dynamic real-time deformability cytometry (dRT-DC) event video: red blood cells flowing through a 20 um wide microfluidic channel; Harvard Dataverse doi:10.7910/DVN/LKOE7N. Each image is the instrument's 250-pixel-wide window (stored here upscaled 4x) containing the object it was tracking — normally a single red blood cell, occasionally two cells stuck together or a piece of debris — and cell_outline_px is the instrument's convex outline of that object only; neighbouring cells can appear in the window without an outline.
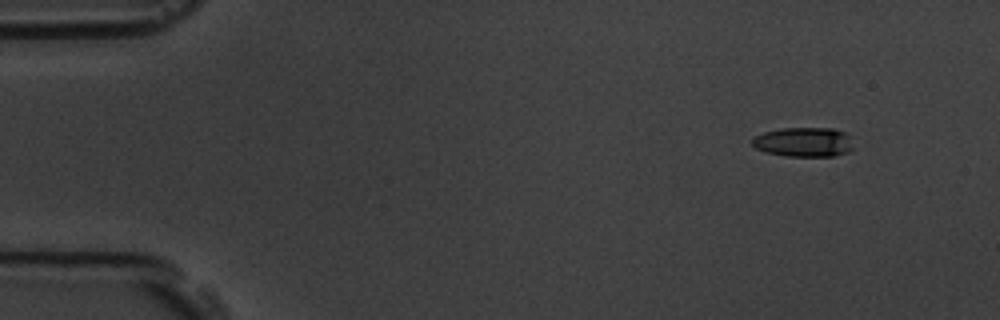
{"species": "common noctule bat (a hibernating species)", "species_latin": "Nyctalus noctula", "temperature_condition": "room temperature", "stored_images_in_passage": 4, "camera_frame_rate_fps": 3000, "um_per_image_px": 0.085, "animal": {"sex": "male", "body_mass_g": 19.5, "forearm_length_mm": 54.6}, "frame": {"image": 1, "passage_image": 1, "time_ms": 0.0, "image_size_px": [1000, 320], "cell_outline_px": [[852, 152], [836, 156], [784, 156], [768, 152], [756, 148], [752, 144], [752, 136], [764, 132], [780, 128], [832, 128], [848, 132], [852, 148]], "centroid_in_image_um": [68.34, 12.07], "position_along_channel_um": 16.7, "area_um2": 17.63}}
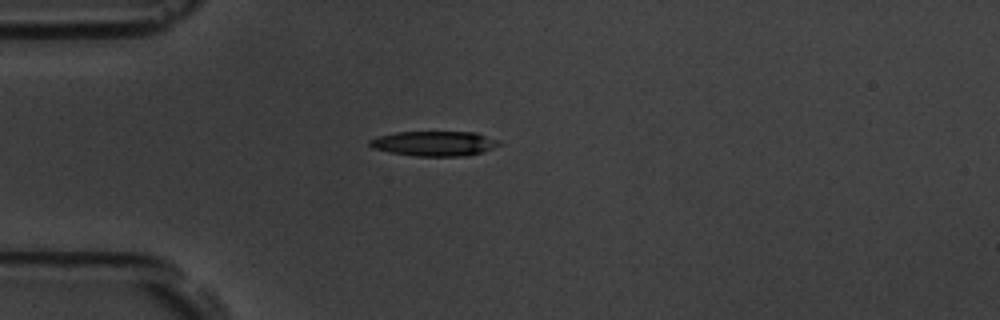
{"frame": {"image": 2, "passage_image": 4, "time_ms": 3.333, "image_size_px": [1000, 320], "cell_outline_px": [[500, 144], [492, 148], [480, 152], [464, 156], [416, 156], [388, 152], [372, 148], [368, 144], [368, 140], [380, 136], [396, 132], [476, 132], [500, 140]], "centroid_in_image_um": [36.9, 12.19], "position_along_channel_um": 48.1, "area_um2": 18.73}}